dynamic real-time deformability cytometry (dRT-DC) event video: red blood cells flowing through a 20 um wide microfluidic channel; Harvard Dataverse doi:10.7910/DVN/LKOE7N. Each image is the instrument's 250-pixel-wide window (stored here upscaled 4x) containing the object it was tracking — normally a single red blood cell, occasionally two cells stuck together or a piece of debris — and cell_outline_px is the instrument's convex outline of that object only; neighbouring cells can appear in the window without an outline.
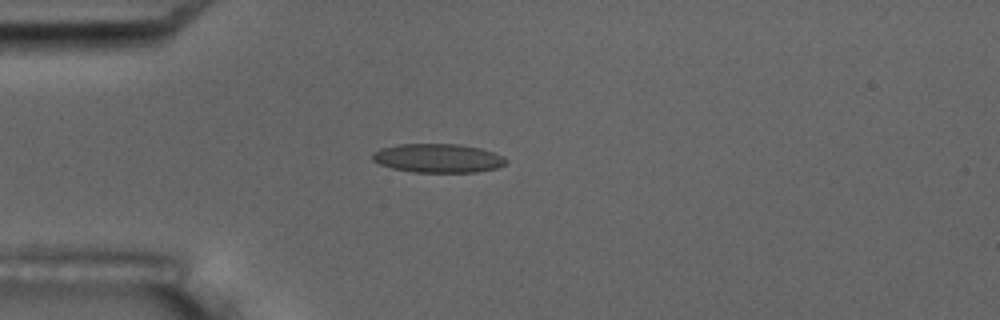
{"species": "common noctule bat (a hibernating species)", "species_latin": "Nyctalus noctula", "temperature_condition": "room temperature", "stored_images_in_passage": 10, "camera_frame_rate_fps": 3000, "um_per_image_px": 0.085, "animal": {"sex": "male", "body_mass_g": 17.5, "forearm_length_mm": 52.3}, "frame": {"image": 1, "passage_image": 4, "time_ms": 3.667, "image_size_px": [1000, 320], "cell_outline_px": [[508, 160], [504, 164], [496, 168], [476, 172], [412, 172], [392, 168], [380, 164], [372, 160], [372, 152], [380, 148], [396, 144], [460, 144], [480, 148], [504, 156]], "centroid_in_image_um": [37.2, 13.44], "position_along_channel_um": 47.8, "area_um2": 22.54}}